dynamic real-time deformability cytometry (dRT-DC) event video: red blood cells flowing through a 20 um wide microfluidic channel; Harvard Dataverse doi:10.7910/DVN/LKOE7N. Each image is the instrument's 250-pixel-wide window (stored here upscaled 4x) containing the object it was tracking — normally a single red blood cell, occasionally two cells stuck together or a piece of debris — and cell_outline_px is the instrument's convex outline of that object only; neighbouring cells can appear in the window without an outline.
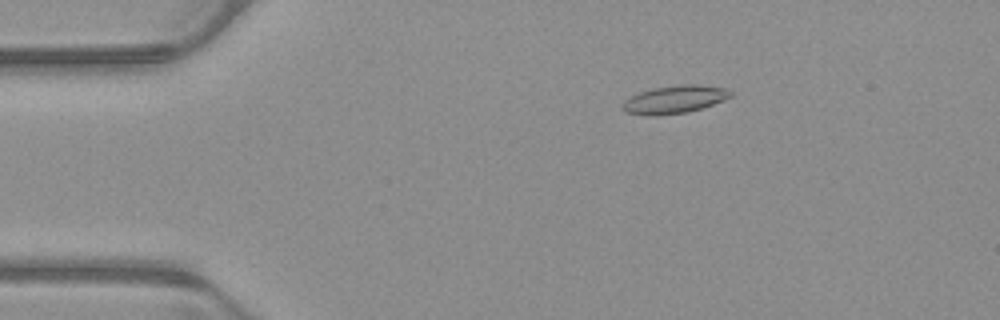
{"species": "common noctule bat (a hibernating species)", "species_latin": "Nyctalus noctula", "temperature_condition": "warm", "stored_images_in_passage": 53, "camera_frame_rate_fps": 3000, "um_per_image_px": 0.085, "animal": {"sex": "male", "body_mass_g": 23.1, "forearm_length_mm": 52.7}, "frame": {"image": 1, "passage_image": 10, "time_ms": 3.0, "image_size_px": [1000, 320], "cell_outline_px": [[732, 96], [724, 100], [688, 112], [656, 116], [648, 116], [624, 112], [620, 108], [624, 100], [640, 92], [652, 88], [680, 84], [700, 84], [724, 88], [732, 92]], "centroid_in_image_um": [57.3, 8.46], "position_along_channel_um": 27.7, "area_um2": 17.69}}
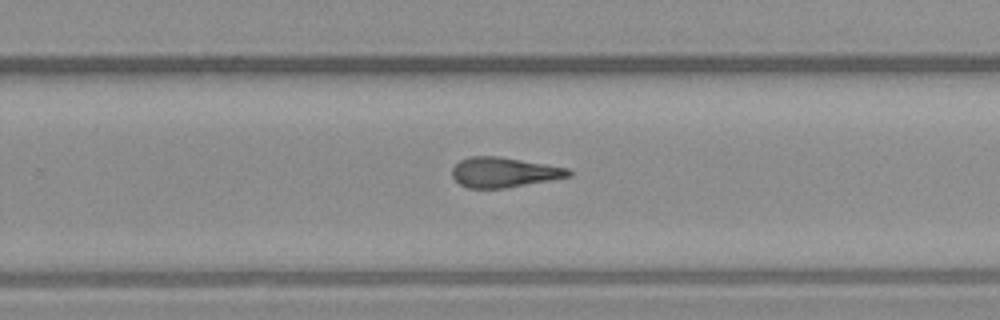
{"frame": {"image": 2, "passage_image": 34, "time_ms": 11.0, "image_size_px": [1000, 320], "cell_outline_px": [[572, 176], [504, 188], [468, 188], [460, 184], [452, 176], [452, 168], [460, 160], [468, 156], [500, 156], [568, 168], [572, 172]], "centroid_in_image_um": [42.82, 14.64], "position_along_channel_um": 287.0, "area_um2": 20.29}}
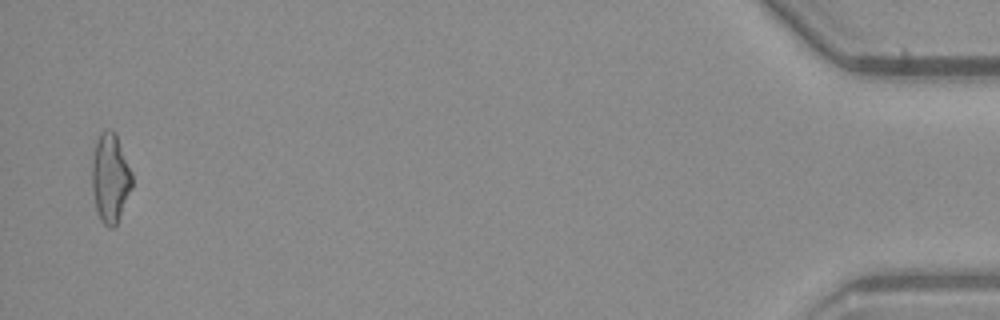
{"frame": {"image": 3, "passage_image": 52, "time_ms": 17.0, "image_size_px": [1000, 320], "cell_outline_px": [[132, 188], [116, 224], [112, 228], [108, 228], [100, 220], [96, 208], [92, 188], [92, 160], [96, 140], [100, 132], [108, 128], [112, 128], [116, 132], [132, 172]], "centroid_in_image_um": [9.37, 15.08], "position_along_channel_um": 425.8, "area_um2": 20.98}, "authors_computed_cell_mechanics": {"area_um2": 19.941, "velocity_mm_per_s": 3.916, "shape_relaxation_time_tau1_ms": null, "shape_relaxation_time_tau2_ms": 2.7501, "deformation_change_tau1": null, "deformation_change_tau2": 0.1478}}